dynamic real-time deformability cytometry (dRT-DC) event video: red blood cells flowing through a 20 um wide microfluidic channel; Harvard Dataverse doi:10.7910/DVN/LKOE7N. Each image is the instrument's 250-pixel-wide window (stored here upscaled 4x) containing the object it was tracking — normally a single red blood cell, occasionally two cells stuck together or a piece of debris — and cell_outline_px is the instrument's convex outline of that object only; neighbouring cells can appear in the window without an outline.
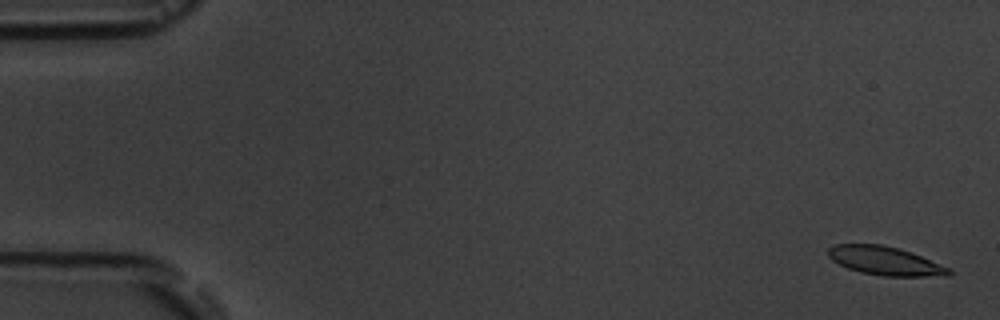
{"species": "common noctule bat (a hibernating species)", "species_latin": "Nyctalus noctula", "temperature_condition": "room temperature", "stored_images_in_passage": 16, "segment_of_instrument_passage": [1, 2], "camera_frame_rate_fps": 3000, "um_per_image_px": 0.085, "animal": {"sex": "male", "body_mass_g": 19.5, "forearm_length_mm": 54.6}, "frame": {"image": 1, "passage_image": 1, "time_ms": 0.0, "image_size_px": [1000, 320], "cell_outline_px": [[952, 272], [948, 276], [884, 276], [860, 272], [848, 268], [832, 260], [828, 256], [828, 248], [836, 244], [880, 244], [912, 252], [952, 268]], "centroid_in_image_um": [75.28, 22.18], "position_along_channel_um": 9.7, "area_um2": 20.17}}
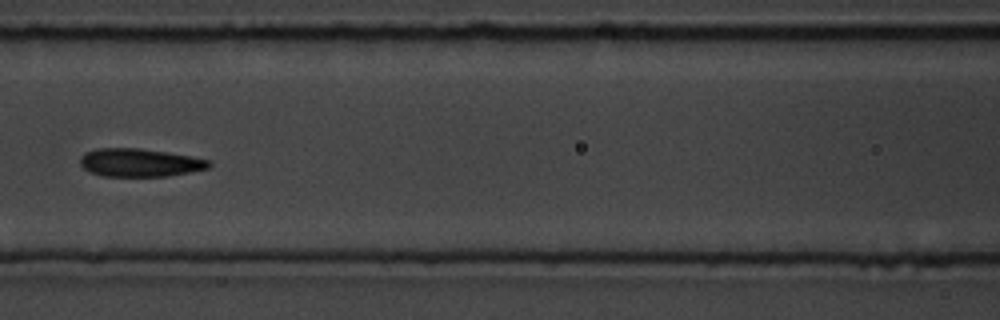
{"frame": {"image": 2, "passage_image": 7, "time_ms": 8.0, "image_size_px": [1000, 320], "cell_outline_px": [[212, 164], [208, 168], [168, 176], [100, 176], [88, 172], [80, 164], [80, 156], [84, 152], [96, 148], [140, 148], [168, 152], [208, 160]], "centroid_in_image_um": [11.8, 13.82], "position_along_channel_um": 154.8, "area_um2": 21.15}}
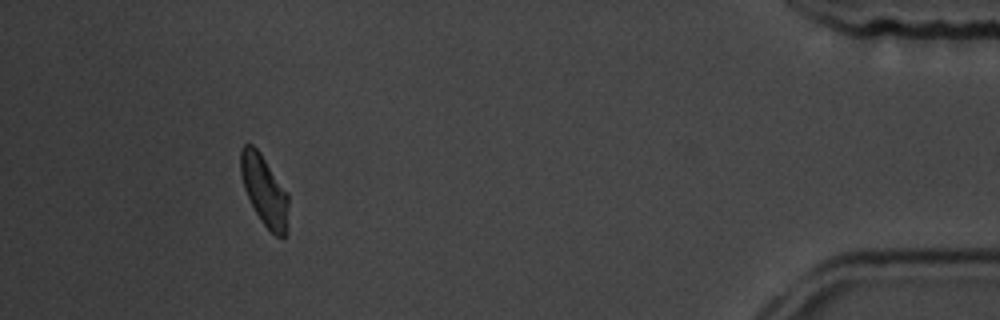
{"frame": {"image": 3, "passage_image": 14, "time_ms": 17.0, "image_size_px": [1000, 320], "cell_outline_px": [[288, 232], [284, 240], [280, 240], [260, 220], [244, 188], [240, 172], [240, 148], [244, 144], [252, 144], [260, 152], [288, 192]], "centroid_in_image_um": [22.5, 16.22], "position_along_channel_um": 412.7, "area_um2": 19.88}}